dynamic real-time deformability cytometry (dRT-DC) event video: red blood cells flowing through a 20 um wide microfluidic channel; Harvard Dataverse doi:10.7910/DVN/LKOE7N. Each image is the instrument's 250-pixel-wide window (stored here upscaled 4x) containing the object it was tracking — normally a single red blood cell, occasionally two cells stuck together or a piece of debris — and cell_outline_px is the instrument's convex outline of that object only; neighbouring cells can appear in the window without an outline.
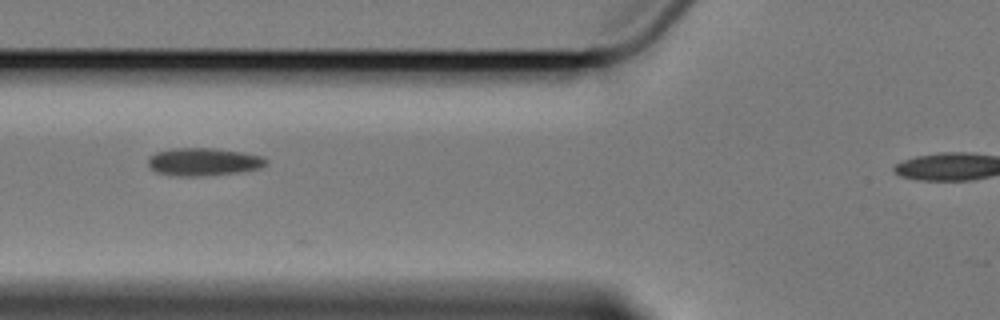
{"species": "Egyptian fruit bat (a non-hibernating species)", "species_latin": "Rousettus aegyptiacus", "temperature_condition": "cold", "stored_images_in_passage": 7, "camera_frame_rate_fps": 3000, "um_per_image_px": 0.085, "animal": {"sex": "female"}, "frame": {"image": 1, "passage_image": 5, "time_ms": 4.667, "image_size_px": [1000, 320], "cell_outline_px": [[268, 160], [260, 168], [236, 172], [196, 176], [176, 176], [156, 172], [148, 164], [148, 156], [156, 152], [172, 148], [216, 148], [244, 152], [264, 156]], "centroid_in_image_um": [17.28, 13.73], "position_along_channel_um": 108.5, "area_um2": 19.07}}